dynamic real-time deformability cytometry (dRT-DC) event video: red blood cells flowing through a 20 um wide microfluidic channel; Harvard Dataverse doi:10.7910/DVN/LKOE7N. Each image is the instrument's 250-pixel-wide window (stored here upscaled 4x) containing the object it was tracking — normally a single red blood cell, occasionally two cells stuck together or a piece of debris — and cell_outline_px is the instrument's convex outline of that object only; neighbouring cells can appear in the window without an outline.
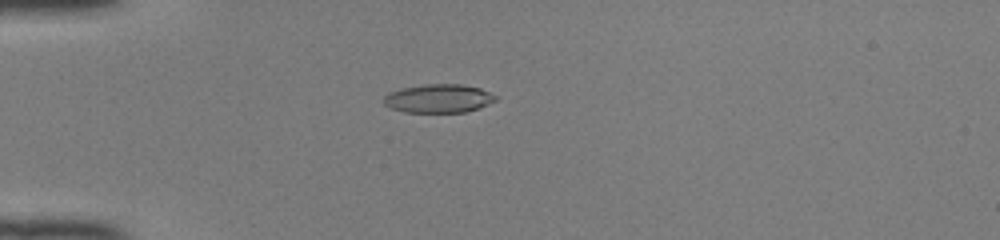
{"species": "common noctule bat (a hibernating species)", "species_latin": "Nyctalus noctula", "temperature_condition": "room temperature", "stored_images_in_passage": 33, "camera_frame_rate_fps": 3000, "um_per_image_px": 0.085, "animal": {"sex": "female", "body_mass_g": 22.0, "forearm_length_mm": 56.7}, "frame": {"image": 1, "passage_image": 3, "time_ms": 0.667, "image_size_px": [1000, 240], "cell_outline_px": [[496, 100], [488, 104], [464, 112], [404, 112], [392, 108], [384, 104], [380, 100], [388, 92], [400, 88], [424, 84], [460, 84], [480, 88], [496, 96]], "centroid_in_image_um": [37.2, 8.36], "position_along_channel_um": 47.8, "area_um2": 18.61}}
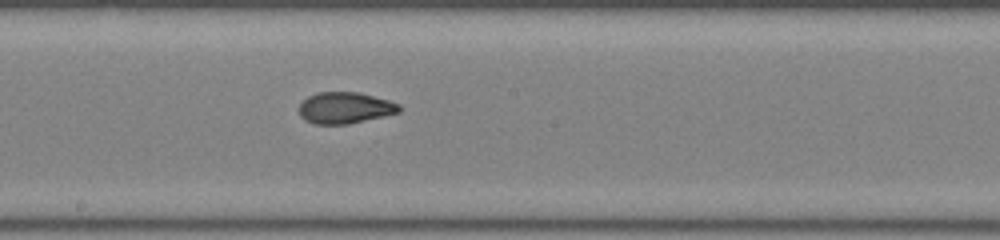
{"frame": {"image": 2, "passage_image": 17, "time_ms": 5.333, "image_size_px": [1000, 240], "cell_outline_px": [[400, 112], [384, 116], [348, 124], [316, 124], [304, 120], [300, 116], [300, 104], [308, 96], [316, 92], [360, 92], [388, 100], [400, 104]], "centroid_in_image_um": [29.32, 9.16], "position_along_channel_um": 218.9, "area_um2": 18.32}}
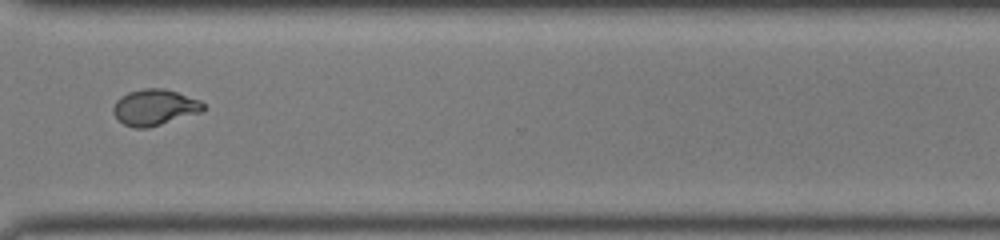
{"frame": {"image": 3, "passage_image": 27, "time_ms": 8.667, "image_size_px": [1000, 240], "cell_outline_px": [[204, 108], [200, 112], [148, 128], [132, 128], [124, 124], [112, 112], [112, 108], [116, 100], [120, 96], [128, 92], [144, 88], [164, 88], [200, 100], [204, 104]], "centroid_in_image_um": [13.1, 9.12], "position_along_channel_um": 357.5, "area_um2": 18.79}, "authors_computed_cell_mechanics": {"area_um2": 18.6116, "velocity_mm_per_s": 4.144, "shape_relaxation_time_tau1_ms": null, "shape_relaxation_time_tau2_ms": 1.3663, "deformation_change_tau1": null, "deformation_change_tau2": 0.0713}}